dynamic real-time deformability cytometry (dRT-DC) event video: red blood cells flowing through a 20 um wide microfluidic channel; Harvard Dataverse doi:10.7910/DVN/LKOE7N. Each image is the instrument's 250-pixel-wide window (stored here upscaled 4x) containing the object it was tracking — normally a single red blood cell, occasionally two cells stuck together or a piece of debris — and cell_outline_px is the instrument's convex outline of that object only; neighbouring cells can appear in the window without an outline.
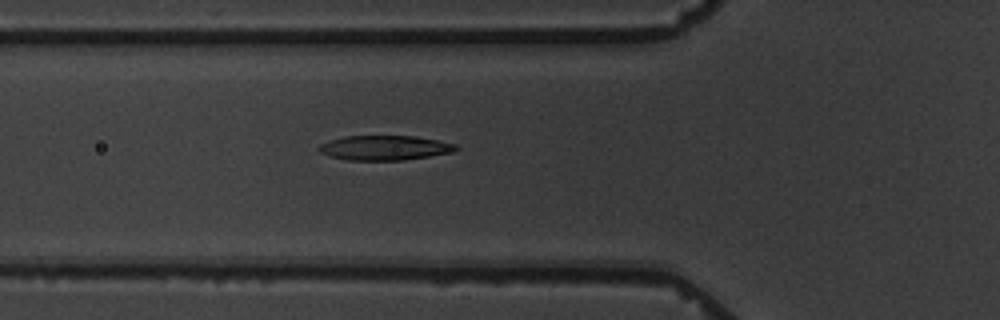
{"species": "common noctule bat (a hibernating species)", "species_latin": "Nyctalus noctula", "temperature_condition": "warm", "stored_images_in_passage": 6, "camera_frame_rate_fps": 3000, "um_per_image_px": 0.085, "animal": {"sex": "male", "body_mass_g": 19.5, "forearm_length_mm": 54.6}, "frame": {"image": 1, "passage_image": 6, "time_ms": 5.667, "image_size_px": [1000, 320], "cell_outline_px": [[460, 148], [452, 152], [404, 160], [348, 160], [332, 156], [320, 152], [320, 144], [344, 136], [416, 136], [456, 144]], "centroid_in_image_um": [32.74, 12.56], "position_along_channel_um": 93.1, "area_um2": 19.42}}